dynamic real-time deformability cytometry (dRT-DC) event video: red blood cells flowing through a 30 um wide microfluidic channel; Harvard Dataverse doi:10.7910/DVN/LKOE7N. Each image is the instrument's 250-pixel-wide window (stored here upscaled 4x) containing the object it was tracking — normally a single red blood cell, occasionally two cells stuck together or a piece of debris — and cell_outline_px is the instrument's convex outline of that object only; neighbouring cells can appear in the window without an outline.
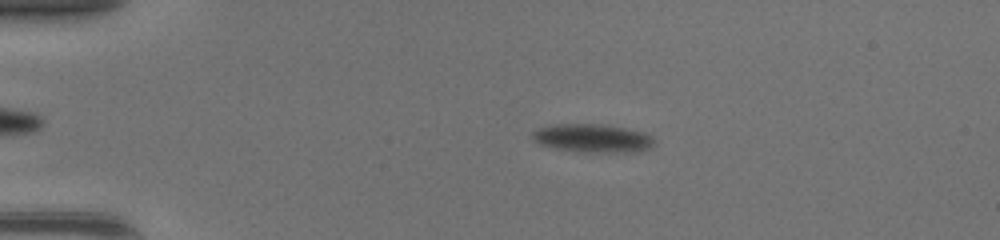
{"species": "common noctule bat (a hibernating species)", "species_latin": "Nyctalus noctula", "temperature_condition": "warm", "stored_images_in_passage": 59, "camera_frame_rate_fps": 3000, "um_per_image_px": 0.085, "animal": {"sex": "female", "body_mass_g": 17.0, "forearm_length_mm": 48.0}, "frame": {"image": 1, "passage_image": 14, "time_ms": 4.333, "image_size_px": [1000, 240], "cell_outline_px": [[652, 144], [648, 148], [616, 152], [588, 152], [560, 148], [540, 144], [532, 136], [532, 132], [540, 128], [560, 124], [592, 124], [624, 128], [640, 132], [648, 136], [652, 140]], "centroid_in_image_um": [50.3, 11.74], "position_along_channel_um": 34.7, "area_um2": 18.9}}
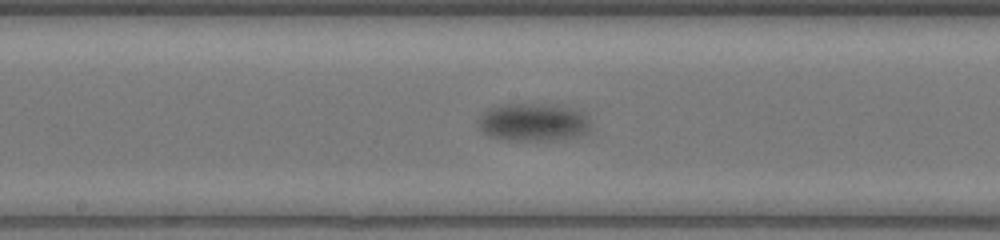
{"frame": {"image": 2, "passage_image": 33, "time_ms": 10.667, "image_size_px": [1000, 240], "cell_outline_px": [[588, 132], [580, 136], [564, 140], [508, 140], [492, 136], [484, 132], [480, 128], [480, 116], [484, 112], [500, 104], [548, 104], [568, 108], [580, 112], [588, 120]], "centroid_in_image_um": [45.34, 10.4], "position_along_channel_um": 202.9, "area_um2": 24.39}}
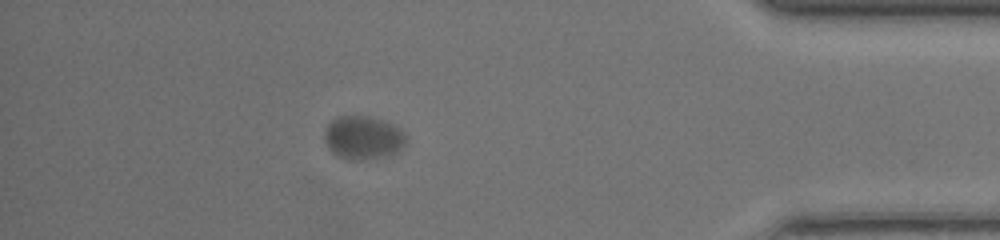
{"frame": {"image": 3, "passage_image": 53, "time_ms": 17.333, "image_size_px": [1000, 240], "cell_outline_px": [[404, 144], [396, 152], [380, 156], [360, 160], [348, 160], [336, 156], [328, 148], [324, 140], [324, 132], [328, 124], [332, 120], [340, 116], [368, 116], [384, 120], [392, 124], [404, 136]], "centroid_in_image_um": [30.77, 11.7], "position_along_channel_um": 404.4, "area_um2": 20.23}}